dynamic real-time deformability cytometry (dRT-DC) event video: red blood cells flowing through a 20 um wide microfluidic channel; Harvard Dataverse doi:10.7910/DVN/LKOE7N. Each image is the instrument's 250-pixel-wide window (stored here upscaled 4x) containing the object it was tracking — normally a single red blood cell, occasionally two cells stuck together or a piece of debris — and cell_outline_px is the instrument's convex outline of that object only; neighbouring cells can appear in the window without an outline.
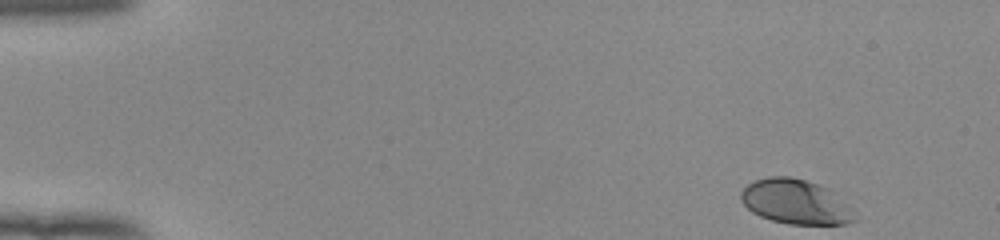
{"species": "human", "species_latin": "Homo sapiens", "temperature_condition": "room temperature", "stored_images_in_passage": 49, "camera_frame_rate_fps": 3000, "um_per_image_px": 0.085, "donor": {"sex": "female"}, "frame": {"image": 1, "passage_image": 1, "time_ms": 0.0, "image_size_px": [1000, 240], "cell_outline_px": [[856, 220], [848, 224], [788, 224], [772, 220], [760, 216], [752, 212], [740, 200], [740, 192], [748, 184], [756, 180], [768, 176], [788, 176], [804, 180], [828, 188], [852, 208], [856, 216]], "centroid_in_image_um": [67.63, 17.16], "position_along_channel_um": 17.4, "area_um2": 29.54}}
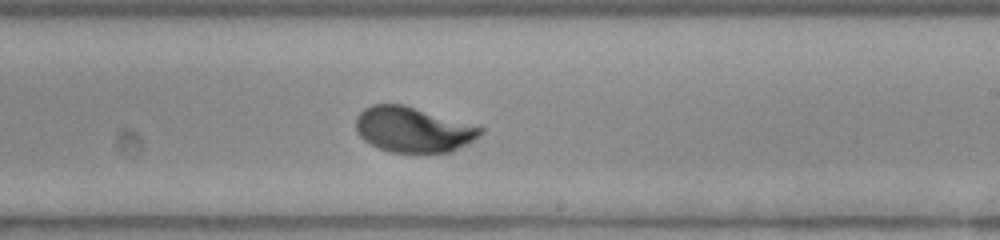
{"frame": {"image": 2, "passage_image": 29, "time_ms": 9.333, "image_size_px": [1000, 240], "cell_outline_px": [[484, 132], [480, 136], [468, 144], [452, 152], [388, 152], [364, 140], [360, 136], [356, 128], [356, 116], [364, 108], [372, 104], [404, 104], [484, 128]], "centroid_in_image_um": [35.12, 11.01], "position_along_channel_um": 253.9, "area_um2": 32.83}}
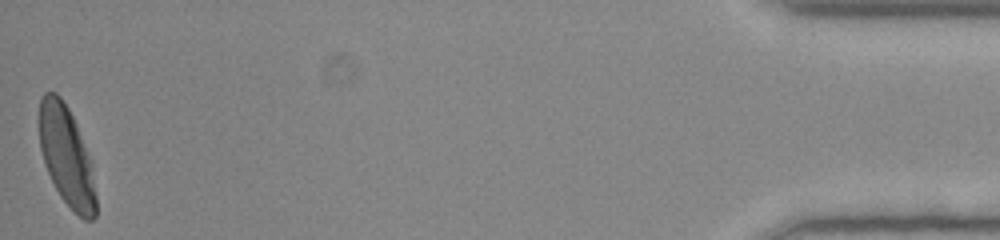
{"frame": {"image": 3, "passage_image": 49, "time_ms": 16.0, "image_size_px": [1000, 240], "cell_outline_px": [[96, 216], [92, 220], [84, 220], [60, 196], [44, 164], [40, 148], [36, 120], [40, 96], [44, 92], [56, 92], [60, 96], [68, 108], [76, 124], [92, 160], [96, 196]], "centroid_in_image_um": [5.62, 13.21], "position_along_channel_um": 429.6, "area_um2": 33.58}, "authors_computed_cell_mechanics": {"area_um2": 32.4836, "velocity_mm_per_s": 3.9268, "shape_relaxation_time_tau1_ms": 2.5213, "shape_relaxation_time_tau2_ms": null, "deformation_change_tau1": 0.1466, "deformation_change_tau2": null}}